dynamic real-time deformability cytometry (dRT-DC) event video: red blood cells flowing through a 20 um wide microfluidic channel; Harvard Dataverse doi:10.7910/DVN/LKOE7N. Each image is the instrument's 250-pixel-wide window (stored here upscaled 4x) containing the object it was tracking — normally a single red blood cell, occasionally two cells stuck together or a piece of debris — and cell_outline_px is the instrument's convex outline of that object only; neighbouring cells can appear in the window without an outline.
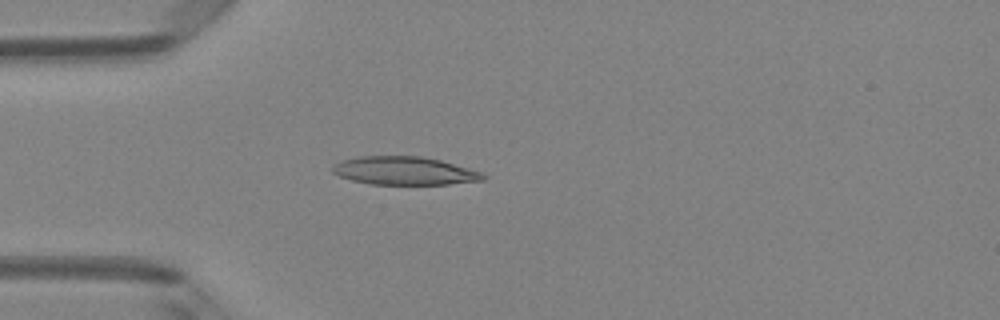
{"species": "Egyptian fruit bat (a non-hibernating species)", "species_latin": "Rousettus aegyptiacus", "temperature_condition": "room temperature", "stored_images_in_passage": 3, "camera_frame_rate_fps": 3000, "um_per_image_px": 0.085, "animal": {"sex": "female"}, "frame": {"image": 1, "passage_image": 3, "time_ms": 0.667, "image_size_px": [1000, 320], "cell_outline_px": [[488, 176], [484, 180], [448, 184], [372, 184], [352, 180], [340, 176], [332, 172], [332, 168], [336, 164], [344, 160], [360, 156], [420, 156], [440, 160], [468, 168], [480, 172]], "centroid_in_image_um": [34.4, 14.52], "position_along_channel_um": 50.6, "area_um2": 24.45}}